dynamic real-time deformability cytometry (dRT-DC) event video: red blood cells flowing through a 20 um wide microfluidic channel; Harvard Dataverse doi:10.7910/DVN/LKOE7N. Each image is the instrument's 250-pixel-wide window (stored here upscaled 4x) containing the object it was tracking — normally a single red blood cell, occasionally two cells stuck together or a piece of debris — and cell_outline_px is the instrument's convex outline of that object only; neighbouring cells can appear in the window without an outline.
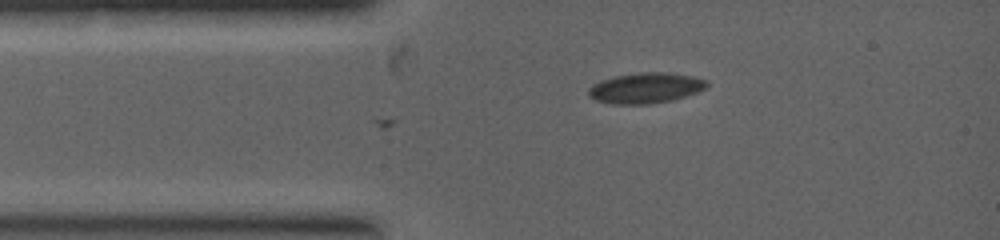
{"species": "common noctule bat (a hibernating species)", "species_latin": "Nyctalus noctula", "temperature_condition": "warm", "stored_images_in_passage": 5, "camera_frame_rate_fps": 5000, "um_per_image_px": 0.085, "animal": {"sex": "female", "body_mass_g": 19.0, "forearm_length_mm": 53.3}, "frame": {"image": 1, "passage_image": 5, "time_ms": 0.8, "image_size_px": [1000, 240], "cell_outline_px": [[708, 84], [704, 88], [696, 92], [672, 100], [648, 104], [612, 104], [596, 100], [588, 96], [588, 88], [600, 80], [616, 76], [640, 72], [664, 72], [692, 76], [708, 80]], "centroid_in_image_um": [54.85, 7.48], "position_along_channel_um": 30.2, "area_um2": 20.92}}